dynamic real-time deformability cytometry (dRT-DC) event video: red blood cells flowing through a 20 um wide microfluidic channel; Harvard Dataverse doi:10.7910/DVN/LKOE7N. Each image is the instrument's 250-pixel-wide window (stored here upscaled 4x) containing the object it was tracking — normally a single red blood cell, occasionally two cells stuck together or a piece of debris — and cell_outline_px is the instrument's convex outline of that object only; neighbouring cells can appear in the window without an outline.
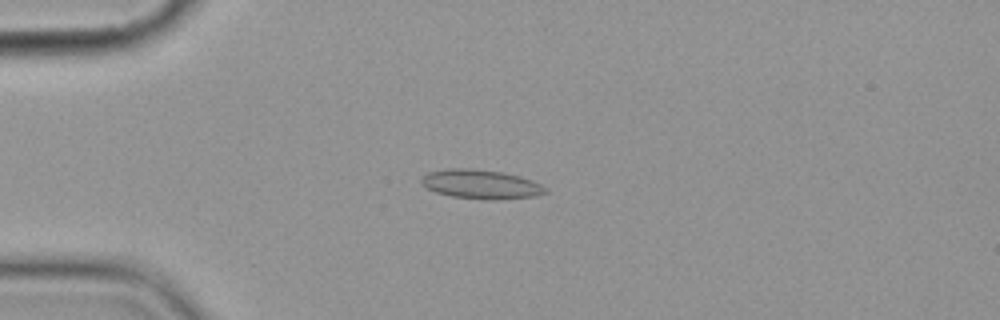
{"species": "common noctule bat (a hibernating species)", "species_latin": "Nyctalus noctula", "temperature_condition": "cold", "stored_images_in_passage": 15, "camera_frame_rate_fps": 3000, "um_per_image_px": 0.085, "animal": {"sex": "female", "body_mass_g": 19.9}, "frame": {"image": 1, "passage_image": 4, "time_ms": 4.333, "image_size_px": [1000, 320], "cell_outline_px": [[548, 192], [536, 196], [492, 200], [488, 200], [452, 196], [436, 192], [420, 184], [420, 176], [428, 172], [448, 168], [472, 168], [504, 172], [520, 176], [532, 180], [548, 188]], "centroid_in_image_um": [40.87, 15.65], "position_along_channel_um": 44.1, "area_um2": 21.33}}
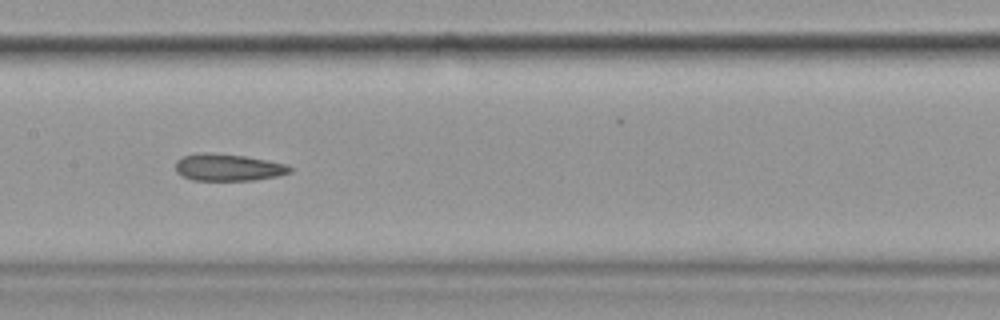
{"frame": {"image": 2, "passage_image": 8, "time_ms": 9.0, "image_size_px": [1000, 320], "cell_outline_px": [[292, 172], [276, 176], [252, 180], [192, 180], [176, 172], [176, 160], [184, 156], [196, 152], [212, 152], [244, 156], [268, 160], [288, 164], [292, 168]], "centroid_in_image_um": [19.39, 14.21], "position_along_channel_um": 188.0, "area_um2": 18.09}}
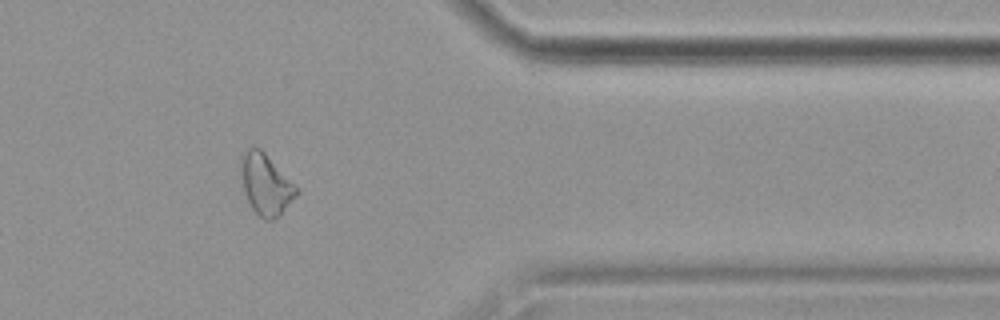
{"frame": {"image": 3, "passage_image": 13, "time_ms": 15.0, "image_size_px": [1000, 320], "cell_outline_px": [[300, 192], [280, 216], [272, 220], [264, 220], [252, 208], [244, 192], [240, 160], [240, 156], [248, 148], [260, 148], [300, 188]], "centroid_in_image_um": [22.63, 15.69], "position_along_channel_um": 388.8, "area_um2": 19.83}, "authors_computed_cell_mechanics": {"area_um2": 19.363, "velocity_mm_per_s": 3.6038, "shape_relaxation_time_tau1_ms": null, "shape_relaxation_time_tau2_ms": 1.8761, "deformation_change_tau1": null, "deformation_change_tau2": 0.0627}}